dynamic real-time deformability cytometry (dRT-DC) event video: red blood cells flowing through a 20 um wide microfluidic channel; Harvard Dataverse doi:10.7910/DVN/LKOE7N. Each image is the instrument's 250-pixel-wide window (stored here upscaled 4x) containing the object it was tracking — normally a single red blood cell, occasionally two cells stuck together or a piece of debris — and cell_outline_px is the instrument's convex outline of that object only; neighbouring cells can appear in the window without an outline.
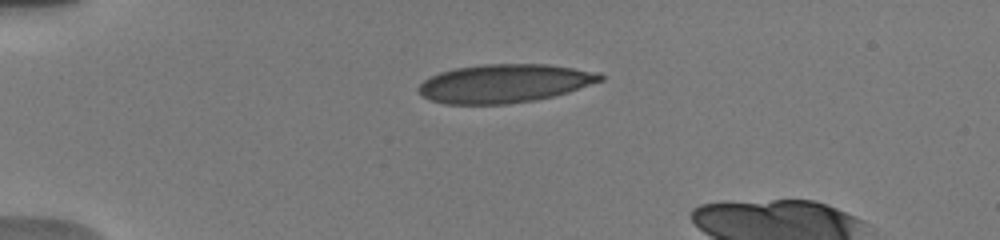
{"species": "human", "species_latin": "Homo sapiens", "temperature_condition": "warm", "stored_images_in_passage": 40, "camera_frame_rate_fps": 3000, "um_per_image_px": 0.085, "donor": {"sex": "male"}, "frame": {"image": 1, "passage_image": 3, "time_ms": 1.667, "image_size_px": [1000, 240], "cell_outline_px": [[604, 80], [568, 92], [536, 100], [508, 104], [444, 104], [432, 100], [424, 96], [416, 88], [424, 80], [440, 72], [456, 68], [480, 64], [548, 64], [600, 72], [604, 76]], "centroid_in_image_um": [42.91, 7.09], "position_along_channel_um": 42.1, "area_um2": 40.81}}
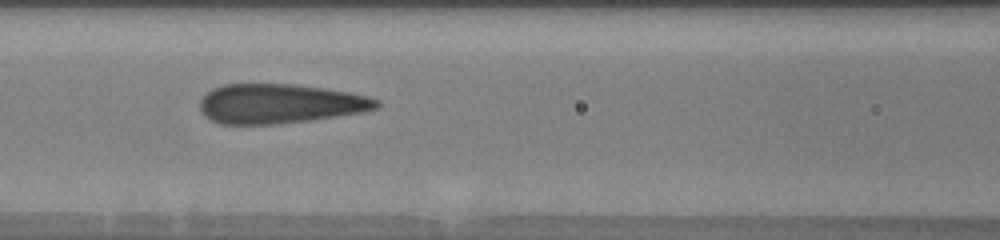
{"frame": {"image": 2, "passage_image": 11, "time_ms": 5.333, "image_size_px": [1000, 240], "cell_outline_px": [[380, 108], [364, 112], [312, 120], [276, 124], [220, 124], [204, 116], [200, 108], [200, 100], [212, 88], [224, 84], [296, 84], [324, 88], [348, 92], [368, 96], [380, 100]], "centroid_in_image_um": [23.82, 8.81], "position_along_channel_um": 142.8, "area_um2": 40.92}}
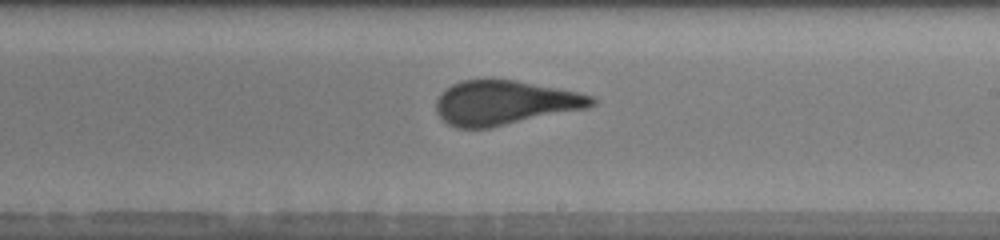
{"frame": {"image": 3, "passage_image": 20, "time_ms": 8.0, "image_size_px": [1000, 240], "cell_outline_px": [[596, 104], [588, 108], [492, 128], [456, 128], [448, 124], [436, 112], [436, 100], [452, 84], [460, 80], [484, 76], [516, 80], [596, 96]], "centroid_in_image_um": [42.9, 8.71], "position_along_channel_um": 246.1, "area_um2": 40.98}, "authors_computed_cell_mechanics": {"area_um2": 40.749, "velocity_mm_per_s": 3.8736, "shape_relaxation_time_tau1_ms": 9.7452, "shape_relaxation_time_tau2_ms": null, "deformation_change_tau1": 0.2796, "deformation_change_tau2": null}}